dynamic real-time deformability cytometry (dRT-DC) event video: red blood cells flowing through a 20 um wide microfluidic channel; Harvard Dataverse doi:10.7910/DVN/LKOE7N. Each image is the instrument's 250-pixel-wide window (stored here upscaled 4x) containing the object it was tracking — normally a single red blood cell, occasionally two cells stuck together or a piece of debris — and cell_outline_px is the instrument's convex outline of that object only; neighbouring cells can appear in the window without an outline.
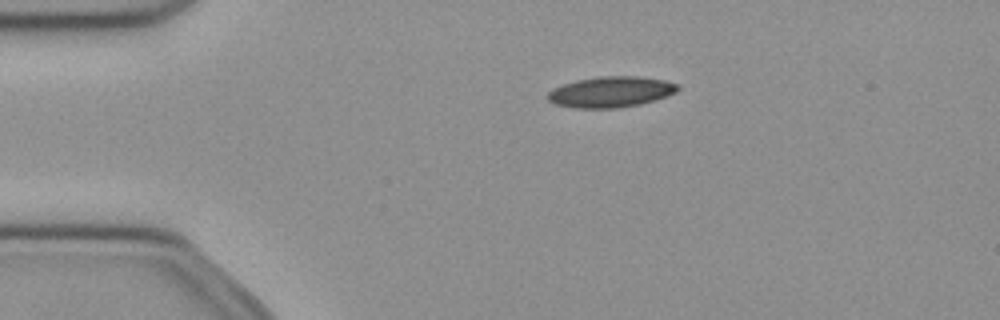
{"species": "common noctule bat (a hibernating species)", "species_latin": "Nyctalus noctula", "temperature_condition": "cold", "stored_images_in_passage": 51, "camera_frame_rate_fps": 3000, "um_per_image_px": 0.085, "animal": {"sex": "female", "body_mass_g": 21.9}, "frame": {"image": 1, "passage_image": 10, "time_ms": 3.0, "image_size_px": [1000, 320], "cell_outline_px": [[680, 88], [676, 92], [640, 104], [616, 108], [576, 108], [556, 104], [548, 100], [548, 92], [552, 88], [576, 80], [600, 76], [636, 76], [664, 80], [680, 84]], "centroid_in_image_um": [51.91, 7.8], "position_along_channel_um": 33.1, "area_um2": 23.18}}
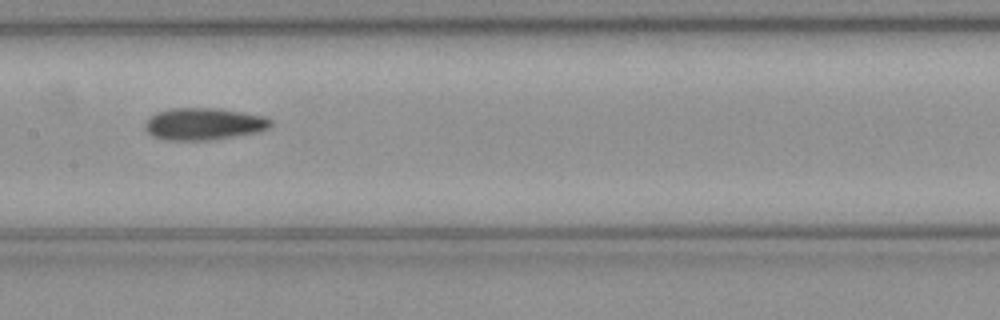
{"frame": {"image": 2, "passage_image": 25, "time_ms": 8.0, "image_size_px": [1000, 320], "cell_outline_px": [[272, 124], [268, 128], [260, 132], [212, 140], [168, 140], [152, 136], [144, 128], [144, 120], [148, 116], [156, 112], [172, 108], [216, 108], [264, 116], [272, 120]], "centroid_in_image_um": [17.29, 10.54], "position_along_channel_um": 190.1, "area_um2": 23.7}}
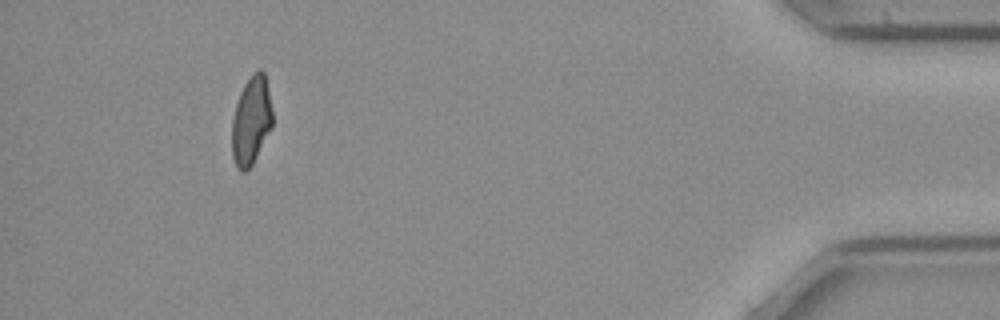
{"frame": {"image": 3, "passage_image": 47, "time_ms": 15.333, "image_size_px": [1000, 320], "cell_outline_px": [[272, 128], [252, 164], [244, 172], [240, 172], [236, 168], [232, 156], [232, 120], [236, 104], [240, 92], [244, 84], [260, 68], [264, 72], [272, 108]], "centroid_in_image_um": [21.35, 10.29], "position_along_channel_um": 413.9, "area_um2": 20.75}}